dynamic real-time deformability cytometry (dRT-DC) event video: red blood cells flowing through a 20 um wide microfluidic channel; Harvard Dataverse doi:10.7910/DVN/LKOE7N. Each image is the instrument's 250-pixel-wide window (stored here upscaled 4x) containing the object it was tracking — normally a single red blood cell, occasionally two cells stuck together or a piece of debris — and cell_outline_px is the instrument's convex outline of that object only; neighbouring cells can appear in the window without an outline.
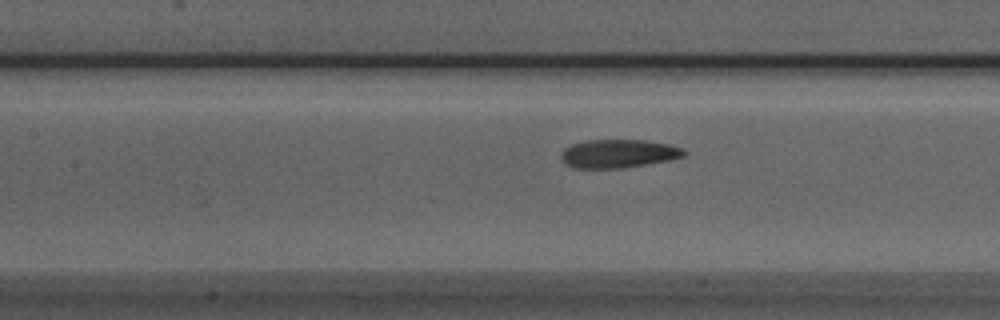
{"species": "Egyptian fruit bat (a non-hibernating species)", "species_latin": "Rousettus aegyptiacus", "temperature_condition": "room temperature", "stored_images_in_passage": 12, "camera_frame_rate_fps": 3000, "um_per_image_px": 0.085, "animal": {"sex": "male"}, "frame": {"image": 1, "passage_image": 9, "time_ms": 2.667, "image_size_px": [1000, 320], "cell_outline_px": [[688, 152], [684, 156], [672, 160], [624, 168], [572, 168], [564, 164], [560, 156], [560, 152], [564, 148], [572, 144], [584, 140], [644, 140], [668, 144], [684, 148]], "centroid_in_image_um": [52.56, 13.06], "position_along_channel_um": 154.8, "area_um2": 20.75}}